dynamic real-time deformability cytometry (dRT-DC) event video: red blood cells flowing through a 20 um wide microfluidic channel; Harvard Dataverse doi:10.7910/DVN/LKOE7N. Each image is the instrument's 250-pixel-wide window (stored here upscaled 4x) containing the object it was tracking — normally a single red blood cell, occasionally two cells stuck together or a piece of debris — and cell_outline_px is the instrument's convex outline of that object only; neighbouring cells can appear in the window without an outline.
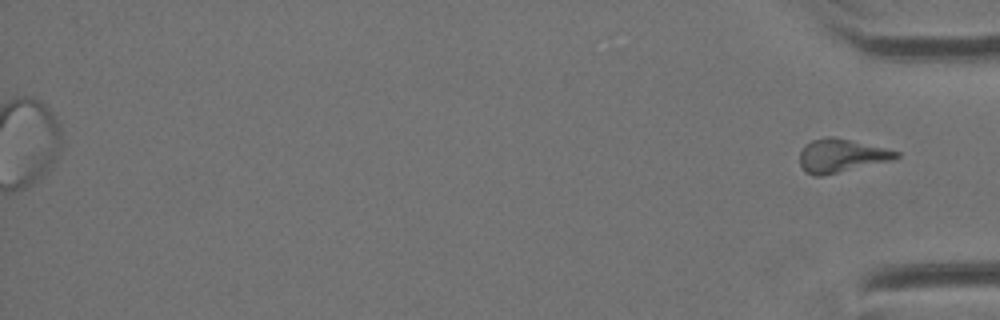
{"species": "Egyptian fruit bat (a non-hibernating species)", "species_latin": "Rousettus aegyptiacus", "temperature_condition": "cold", "stored_images_in_passage": 48, "segment_of_instrument_passage": [2, 2], "camera_frame_rate_fps": 3000, "um_per_image_px": 0.085, "animal": {"sex": "female"}, "frame": {"image": 1, "passage_image": 48, "time_ms": 15.667, "image_size_px": [1000, 320], "cell_outline_px": [[900, 156], [892, 160], [820, 176], [812, 176], [804, 172], [800, 164], [800, 152], [804, 144], [812, 140], [824, 136], [832, 136], [884, 148], [900, 152]], "centroid_in_image_um": [71.45, 13.23], "position_along_channel_um": 363.8, "area_um2": 18.61}}